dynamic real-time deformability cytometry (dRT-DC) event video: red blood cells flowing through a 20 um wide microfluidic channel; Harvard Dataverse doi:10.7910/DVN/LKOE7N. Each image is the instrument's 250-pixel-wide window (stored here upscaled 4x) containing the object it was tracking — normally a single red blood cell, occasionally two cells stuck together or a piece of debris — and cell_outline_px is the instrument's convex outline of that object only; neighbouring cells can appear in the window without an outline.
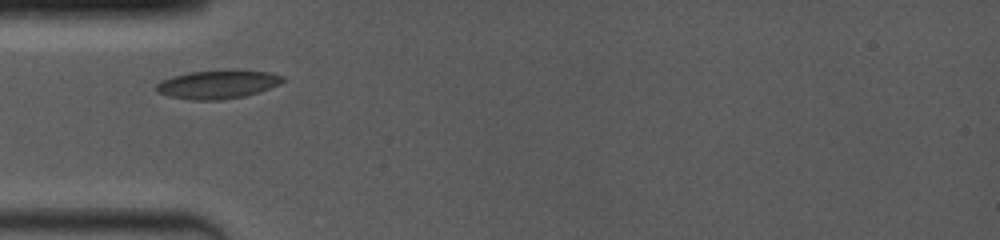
{"species": "common noctule bat (a hibernating species)", "species_latin": "Nyctalus noctula", "temperature_condition": "room temperature", "stored_images_in_passage": 26, "camera_frame_rate_fps": 4000, "um_per_image_px": 0.085, "animal": {"sex": "female", "body_mass_g": 19.0, "forearm_length_mm": 53.3}, "frame": {"image": 1, "passage_image": 1, "time_ms": 0.0, "image_size_px": [1000, 240], "cell_outline_px": [[284, 80], [280, 84], [244, 96], [220, 100], [192, 100], [168, 96], [156, 92], [156, 84], [160, 80], [172, 76], [188, 72], [228, 68], [232, 68], [268, 72], [284, 76]], "centroid_in_image_um": [18.47, 7.14], "position_along_channel_um": 66.5, "area_um2": 21.5}}
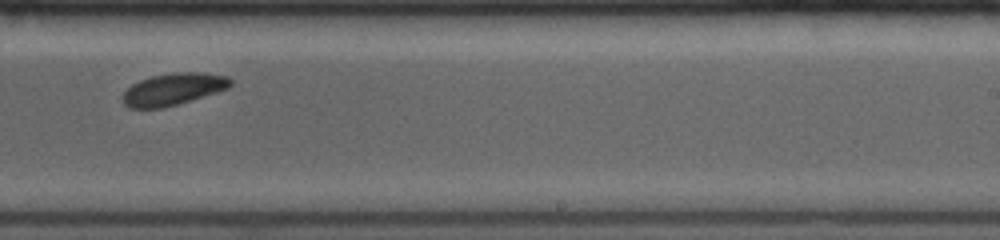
{"frame": {"image": 2, "passage_image": 15, "time_ms": 5.25, "image_size_px": [1000, 240], "cell_outline_px": [[232, 84], [228, 88], [216, 92], [176, 104], [160, 108], [128, 108], [120, 100], [124, 92], [132, 84], [140, 80], [152, 76], [172, 72], [204, 72], [228, 76], [232, 80]], "centroid_in_image_um": [14.7, 7.56], "position_along_channel_um": 274.3, "area_um2": 20.06}}
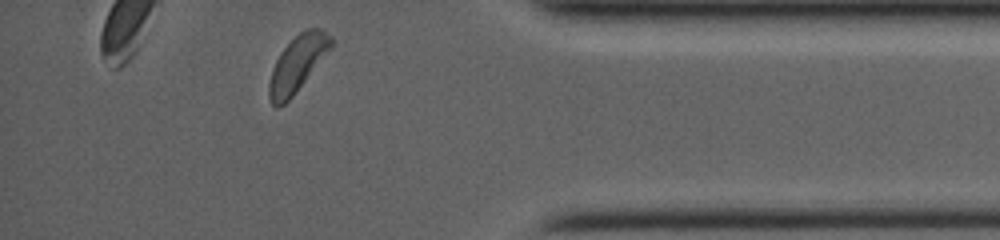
{"frame": {"image": 3, "passage_image": 26, "time_ms": 9.0, "image_size_px": [1000, 240], "cell_outline_px": [[332, 48], [292, 96], [284, 104], [276, 108], [272, 104], [268, 96], [268, 84], [272, 68], [280, 52], [300, 32], [308, 28], [320, 28], [332, 36]], "centroid_in_image_um": [25.27, 5.42], "position_along_channel_um": 409.9, "area_um2": 20.0}, "authors_computed_cell_mechanics": {"area_um2": 20.2011, "velocity_mm_per_s": 3.9775, "shape_relaxation_time_tau1_ms": 1.2426, "shape_relaxation_time_tau2_ms": null, "deformation_change_tau1": 0.0816, "deformation_change_tau2": null}}